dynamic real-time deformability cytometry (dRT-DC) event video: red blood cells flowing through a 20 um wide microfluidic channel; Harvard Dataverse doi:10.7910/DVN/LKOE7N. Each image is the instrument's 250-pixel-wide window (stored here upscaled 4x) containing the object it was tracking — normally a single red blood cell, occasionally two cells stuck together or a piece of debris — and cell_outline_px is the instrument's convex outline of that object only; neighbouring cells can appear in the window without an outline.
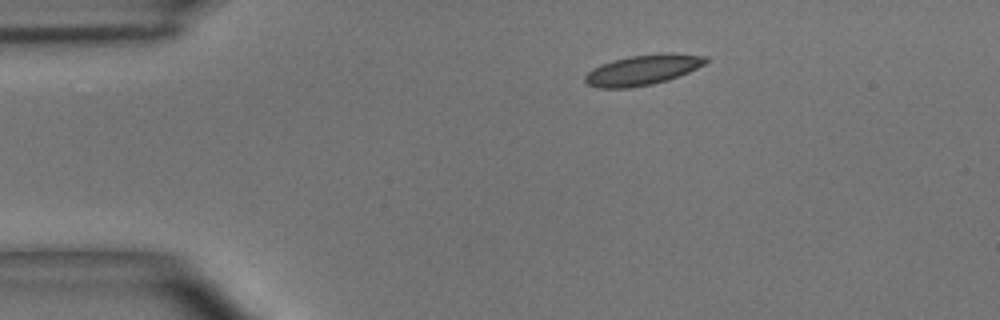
{"species": "common noctule bat (a hibernating species)", "species_latin": "Nyctalus noctula", "temperature_condition": "room temperature", "stored_images_in_passage": 41, "camera_frame_rate_fps": 3000, "um_per_image_px": 0.085, "animal": {"sex": "male", "body_mass_g": 15.6}, "frame": {"image": 1, "passage_image": 1, "time_ms": 0.0, "image_size_px": [1000, 320], "cell_outline_px": [[708, 60], [704, 64], [688, 72], [668, 80], [652, 84], [632, 88], [596, 88], [588, 84], [584, 80], [584, 76], [592, 68], [600, 64], [612, 60], [628, 56], [668, 52], [672, 52], [708, 56]], "centroid_in_image_um": [54.62, 5.93], "position_along_channel_um": 30.4, "area_um2": 21.56}}
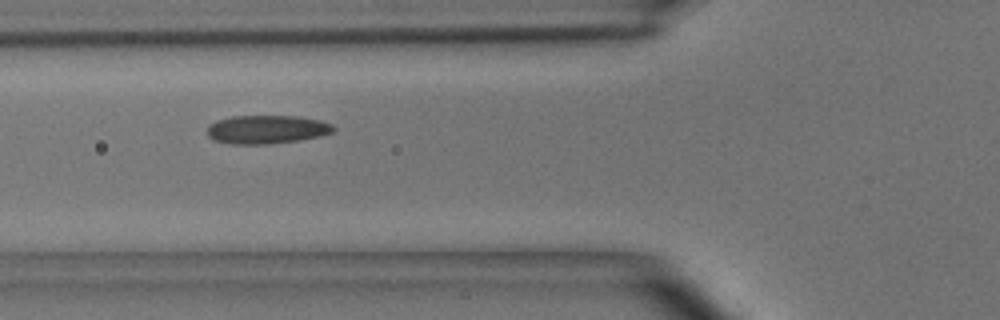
{"frame": {"image": 2, "passage_image": 10, "time_ms": 3.0, "image_size_px": [1000, 320], "cell_outline_px": [[336, 128], [332, 132], [320, 136], [300, 140], [272, 144], [228, 144], [212, 140], [208, 136], [208, 124], [216, 120], [232, 116], [300, 116], [320, 120], [332, 124]], "centroid_in_image_um": [22.66, 11.0], "position_along_channel_um": 103.1, "area_um2": 21.27}}
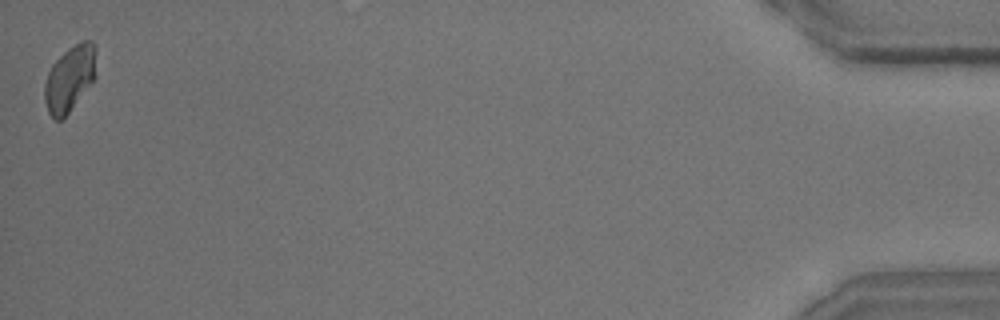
{"frame": {"image": 3, "passage_image": 41, "time_ms": 13.333, "image_size_px": [1000, 320], "cell_outline_px": [[96, 76], [68, 112], [60, 120], [56, 120], [48, 112], [44, 100], [44, 84], [48, 72], [52, 64], [68, 48], [84, 40], [92, 40], [96, 44]], "centroid_in_image_um": [5.93, 6.63], "position_along_channel_um": 429.3, "area_um2": 19.65}, "authors_computed_cell_mechanics": {"area_um2": 20.519, "velocity_mm_per_s": 4.0347, "shape_relaxation_time_tau1_ms": 4.1539, "shape_relaxation_time_tau2_ms": 1.6781, "deformation_change_tau1": 0.1263, "deformation_change_tau2": 0.0795}}